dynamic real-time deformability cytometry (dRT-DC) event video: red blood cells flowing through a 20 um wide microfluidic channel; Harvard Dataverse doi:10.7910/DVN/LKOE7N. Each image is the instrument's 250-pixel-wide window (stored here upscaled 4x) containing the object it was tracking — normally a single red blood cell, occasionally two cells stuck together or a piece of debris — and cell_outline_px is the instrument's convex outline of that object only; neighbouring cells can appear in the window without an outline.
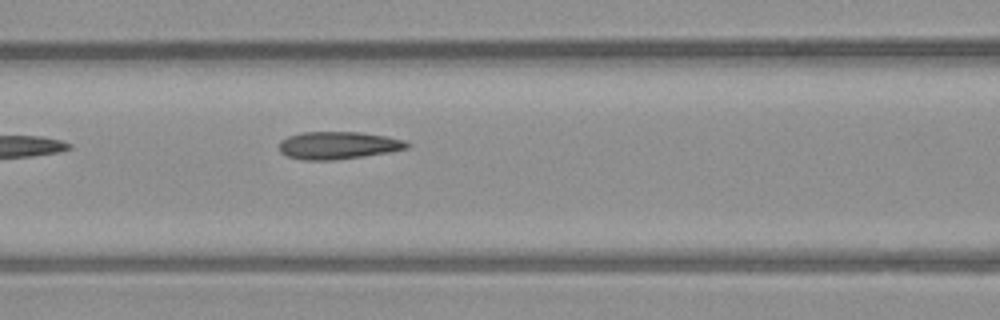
{"species": "common noctule bat (a hibernating species)", "species_latin": "Nyctalus noctula", "temperature_condition": "warm", "stored_images_in_passage": 6, "camera_frame_rate_fps": 3000, "um_per_image_px": 0.085, "animal": {"sex": "male", "body_mass_g": 23.1, "forearm_length_mm": 52.7}, "frame": {"image": 1, "passage_image": 6, "time_ms": 6.0, "image_size_px": [1000, 320], "cell_outline_px": [[412, 144], [408, 148], [392, 152], [336, 160], [304, 160], [288, 156], [280, 152], [280, 140], [288, 136], [304, 132], [360, 132], [388, 136], [404, 140]], "centroid_in_image_um": [28.79, 12.35], "position_along_channel_um": 137.8, "area_um2": 20.69}}